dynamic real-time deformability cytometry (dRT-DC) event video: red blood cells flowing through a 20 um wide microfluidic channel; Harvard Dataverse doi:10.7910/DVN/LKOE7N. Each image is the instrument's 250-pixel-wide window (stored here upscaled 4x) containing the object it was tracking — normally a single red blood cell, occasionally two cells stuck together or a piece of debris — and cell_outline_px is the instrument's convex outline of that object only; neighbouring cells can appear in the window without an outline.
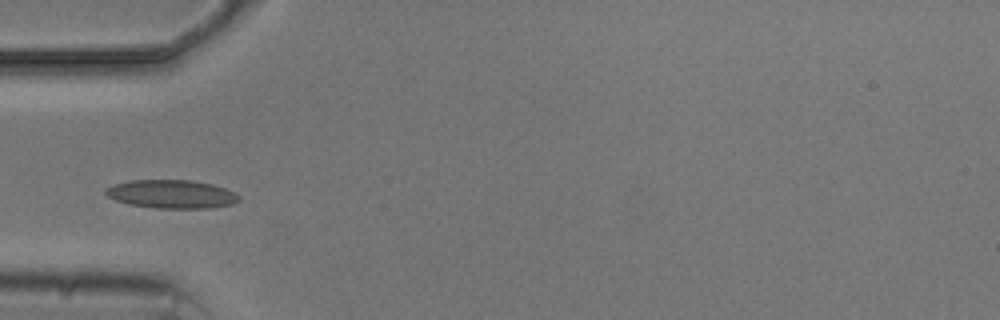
{"species": "common noctule bat (a hibernating species)", "species_latin": "Nyctalus noctula", "temperature_condition": "cold", "stored_images_in_passage": 5, "camera_frame_rate_fps": 3000, "um_per_image_px": 0.085, "animal": {"sex": "male", "body_mass_g": 20.5, "forearm_length_mm": 52.5}, "frame": {"image": 1, "passage_image": 5, "time_ms": 4.667, "image_size_px": [1000, 320], "cell_outline_px": [[240, 200], [232, 204], [212, 208], [156, 208], [128, 204], [116, 200], [108, 196], [104, 192], [108, 188], [116, 184], [132, 180], [192, 180], [212, 184], [224, 188], [240, 196]], "centroid_in_image_um": [14.61, 16.5], "position_along_channel_um": 70.4, "area_um2": 21.91}}